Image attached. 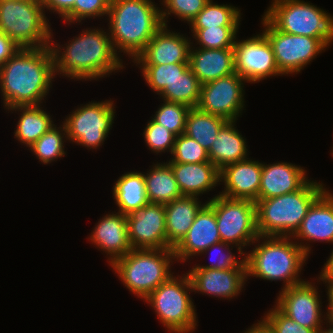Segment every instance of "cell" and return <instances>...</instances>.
Here are the masks:
<instances>
[{
	"label": "cell",
	"instance_id": "cell-31",
	"mask_svg": "<svg viewBox=\"0 0 333 333\" xmlns=\"http://www.w3.org/2000/svg\"><path fill=\"white\" fill-rule=\"evenodd\" d=\"M227 122L228 120L223 117L202 112L197 108H190L186 117L184 134L209 150L220 129Z\"/></svg>",
	"mask_w": 333,
	"mask_h": 333
},
{
	"label": "cell",
	"instance_id": "cell-48",
	"mask_svg": "<svg viewBox=\"0 0 333 333\" xmlns=\"http://www.w3.org/2000/svg\"><path fill=\"white\" fill-rule=\"evenodd\" d=\"M244 333H275L273 329L263 320L254 323L250 328L246 329Z\"/></svg>",
	"mask_w": 333,
	"mask_h": 333
},
{
	"label": "cell",
	"instance_id": "cell-37",
	"mask_svg": "<svg viewBox=\"0 0 333 333\" xmlns=\"http://www.w3.org/2000/svg\"><path fill=\"white\" fill-rule=\"evenodd\" d=\"M164 103L151 117L156 123L166 127L176 137L185 132L186 117L190 107L177 102L163 100Z\"/></svg>",
	"mask_w": 333,
	"mask_h": 333
},
{
	"label": "cell",
	"instance_id": "cell-19",
	"mask_svg": "<svg viewBox=\"0 0 333 333\" xmlns=\"http://www.w3.org/2000/svg\"><path fill=\"white\" fill-rule=\"evenodd\" d=\"M292 238L295 241L297 239L298 242L296 241V243L308 256L311 253V246L308 241H325V243L330 242L333 244V194L330 190L326 189L313 202L300 228ZM303 241L307 242L304 244Z\"/></svg>",
	"mask_w": 333,
	"mask_h": 333
},
{
	"label": "cell",
	"instance_id": "cell-33",
	"mask_svg": "<svg viewBox=\"0 0 333 333\" xmlns=\"http://www.w3.org/2000/svg\"><path fill=\"white\" fill-rule=\"evenodd\" d=\"M201 87L202 84L189 67L178 78L166 85L159 96L166 101L182 103L190 108H196Z\"/></svg>",
	"mask_w": 333,
	"mask_h": 333
},
{
	"label": "cell",
	"instance_id": "cell-38",
	"mask_svg": "<svg viewBox=\"0 0 333 333\" xmlns=\"http://www.w3.org/2000/svg\"><path fill=\"white\" fill-rule=\"evenodd\" d=\"M171 155L172 158L166 163H204L210 161L208 150L184 133L175 138Z\"/></svg>",
	"mask_w": 333,
	"mask_h": 333
},
{
	"label": "cell",
	"instance_id": "cell-7",
	"mask_svg": "<svg viewBox=\"0 0 333 333\" xmlns=\"http://www.w3.org/2000/svg\"><path fill=\"white\" fill-rule=\"evenodd\" d=\"M42 1L0 0V31L19 48L50 45L51 25Z\"/></svg>",
	"mask_w": 333,
	"mask_h": 333
},
{
	"label": "cell",
	"instance_id": "cell-12",
	"mask_svg": "<svg viewBox=\"0 0 333 333\" xmlns=\"http://www.w3.org/2000/svg\"><path fill=\"white\" fill-rule=\"evenodd\" d=\"M263 34L270 42L279 71L298 74L327 47L318 39L303 35H292L277 30L262 16ZM294 73V74H293Z\"/></svg>",
	"mask_w": 333,
	"mask_h": 333
},
{
	"label": "cell",
	"instance_id": "cell-36",
	"mask_svg": "<svg viewBox=\"0 0 333 333\" xmlns=\"http://www.w3.org/2000/svg\"><path fill=\"white\" fill-rule=\"evenodd\" d=\"M239 27H213L205 29H190L198 48L224 49L233 48Z\"/></svg>",
	"mask_w": 333,
	"mask_h": 333
},
{
	"label": "cell",
	"instance_id": "cell-2",
	"mask_svg": "<svg viewBox=\"0 0 333 333\" xmlns=\"http://www.w3.org/2000/svg\"><path fill=\"white\" fill-rule=\"evenodd\" d=\"M94 28L82 30L81 34L65 43V47L52 41L54 33L51 32L49 47L53 54L55 76L62 74L78 81H92L125 68L109 32L101 27Z\"/></svg>",
	"mask_w": 333,
	"mask_h": 333
},
{
	"label": "cell",
	"instance_id": "cell-43",
	"mask_svg": "<svg viewBox=\"0 0 333 333\" xmlns=\"http://www.w3.org/2000/svg\"><path fill=\"white\" fill-rule=\"evenodd\" d=\"M110 0H76L73 6V24L81 23L86 18L108 15Z\"/></svg>",
	"mask_w": 333,
	"mask_h": 333
},
{
	"label": "cell",
	"instance_id": "cell-47",
	"mask_svg": "<svg viewBox=\"0 0 333 333\" xmlns=\"http://www.w3.org/2000/svg\"><path fill=\"white\" fill-rule=\"evenodd\" d=\"M323 284L327 285L326 292L328 296L327 312L324 314L326 316L325 321L333 326V282Z\"/></svg>",
	"mask_w": 333,
	"mask_h": 333
},
{
	"label": "cell",
	"instance_id": "cell-39",
	"mask_svg": "<svg viewBox=\"0 0 333 333\" xmlns=\"http://www.w3.org/2000/svg\"><path fill=\"white\" fill-rule=\"evenodd\" d=\"M210 0H163L161 11V20L163 25L167 26L169 15L173 14L178 19L188 23L205 7Z\"/></svg>",
	"mask_w": 333,
	"mask_h": 333
},
{
	"label": "cell",
	"instance_id": "cell-17",
	"mask_svg": "<svg viewBox=\"0 0 333 333\" xmlns=\"http://www.w3.org/2000/svg\"><path fill=\"white\" fill-rule=\"evenodd\" d=\"M163 25L152 37L144 50L132 61L137 65H163L189 63L193 41Z\"/></svg>",
	"mask_w": 333,
	"mask_h": 333
},
{
	"label": "cell",
	"instance_id": "cell-46",
	"mask_svg": "<svg viewBox=\"0 0 333 333\" xmlns=\"http://www.w3.org/2000/svg\"><path fill=\"white\" fill-rule=\"evenodd\" d=\"M318 280L323 281V283L333 282V250L329 258H327L326 263H324L317 281Z\"/></svg>",
	"mask_w": 333,
	"mask_h": 333
},
{
	"label": "cell",
	"instance_id": "cell-50",
	"mask_svg": "<svg viewBox=\"0 0 333 333\" xmlns=\"http://www.w3.org/2000/svg\"><path fill=\"white\" fill-rule=\"evenodd\" d=\"M24 1H42V0H24Z\"/></svg>",
	"mask_w": 333,
	"mask_h": 333
},
{
	"label": "cell",
	"instance_id": "cell-30",
	"mask_svg": "<svg viewBox=\"0 0 333 333\" xmlns=\"http://www.w3.org/2000/svg\"><path fill=\"white\" fill-rule=\"evenodd\" d=\"M37 106H16L7 111H20L18 123L14 132L15 138L26 145L31 146L44 133H46L54 124L50 114L44 111V107Z\"/></svg>",
	"mask_w": 333,
	"mask_h": 333
},
{
	"label": "cell",
	"instance_id": "cell-8",
	"mask_svg": "<svg viewBox=\"0 0 333 333\" xmlns=\"http://www.w3.org/2000/svg\"><path fill=\"white\" fill-rule=\"evenodd\" d=\"M263 16L279 31L318 38L329 48L333 42V16L301 0H273Z\"/></svg>",
	"mask_w": 333,
	"mask_h": 333
},
{
	"label": "cell",
	"instance_id": "cell-14",
	"mask_svg": "<svg viewBox=\"0 0 333 333\" xmlns=\"http://www.w3.org/2000/svg\"><path fill=\"white\" fill-rule=\"evenodd\" d=\"M234 69L246 83H257L270 76H282L272 46L263 33L246 40H235Z\"/></svg>",
	"mask_w": 333,
	"mask_h": 333
},
{
	"label": "cell",
	"instance_id": "cell-49",
	"mask_svg": "<svg viewBox=\"0 0 333 333\" xmlns=\"http://www.w3.org/2000/svg\"><path fill=\"white\" fill-rule=\"evenodd\" d=\"M325 324L327 325L326 329H325V326H324ZM324 325H323L324 328H322L318 333H333V326H331L330 324L328 326L327 322L324 323Z\"/></svg>",
	"mask_w": 333,
	"mask_h": 333
},
{
	"label": "cell",
	"instance_id": "cell-22",
	"mask_svg": "<svg viewBox=\"0 0 333 333\" xmlns=\"http://www.w3.org/2000/svg\"><path fill=\"white\" fill-rule=\"evenodd\" d=\"M99 220L88 238L91 244L109 255L108 262L112 265L133 249L128 236L127 216L112 212Z\"/></svg>",
	"mask_w": 333,
	"mask_h": 333
},
{
	"label": "cell",
	"instance_id": "cell-25",
	"mask_svg": "<svg viewBox=\"0 0 333 333\" xmlns=\"http://www.w3.org/2000/svg\"><path fill=\"white\" fill-rule=\"evenodd\" d=\"M189 67L203 85L235 73L234 50L203 49L191 46L189 53Z\"/></svg>",
	"mask_w": 333,
	"mask_h": 333
},
{
	"label": "cell",
	"instance_id": "cell-1",
	"mask_svg": "<svg viewBox=\"0 0 333 333\" xmlns=\"http://www.w3.org/2000/svg\"><path fill=\"white\" fill-rule=\"evenodd\" d=\"M54 78V59L49 46L18 48L0 67L4 108L41 105Z\"/></svg>",
	"mask_w": 333,
	"mask_h": 333
},
{
	"label": "cell",
	"instance_id": "cell-23",
	"mask_svg": "<svg viewBox=\"0 0 333 333\" xmlns=\"http://www.w3.org/2000/svg\"><path fill=\"white\" fill-rule=\"evenodd\" d=\"M306 170L296 164L262 163L258 200L269 199L299 190L309 179Z\"/></svg>",
	"mask_w": 333,
	"mask_h": 333
},
{
	"label": "cell",
	"instance_id": "cell-6",
	"mask_svg": "<svg viewBox=\"0 0 333 333\" xmlns=\"http://www.w3.org/2000/svg\"><path fill=\"white\" fill-rule=\"evenodd\" d=\"M173 260H176L173 248L132 249L117 259L111 268L123 285L144 301L173 275Z\"/></svg>",
	"mask_w": 333,
	"mask_h": 333
},
{
	"label": "cell",
	"instance_id": "cell-11",
	"mask_svg": "<svg viewBox=\"0 0 333 333\" xmlns=\"http://www.w3.org/2000/svg\"><path fill=\"white\" fill-rule=\"evenodd\" d=\"M88 103L70 112L62 123L66 126L70 142L97 149L109 135L116 112L112 100Z\"/></svg>",
	"mask_w": 333,
	"mask_h": 333
},
{
	"label": "cell",
	"instance_id": "cell-40",
	"mask_svg": "<svg viewBox=\"0 0 333 333\" xmlns=\"http://www.w3.org/2000/svg\"><path fill=\"white\" fill-rule=\"evenodd\" d=\"M143 136L148 149L153 153L162 154L165 151L172 153L176 136L153 119L147 122Z\"/></svg>",
	"mask_w": 333,
	"mask_h": 333
},
{
	"label": "cell",
	"instance_id": "cell-44",
	"mask_svg": "<svg viewBox=\"0 0 333 333\" xmlns=\"http://www.w3.org/2000/svg\"><path fill=\"white\" fill-rule=\"evenodd\" d=\"M76 0H42L44 10L56 12L67 24L73 23V6Z\"/></svg>",
	"mask_w": 333,
	"mask_h": 333
},
{
	"label": "cell",
	"instance_id": "cell-41",
	"mask_svg": "<svg viewBox=\"0 0 333 333\" xmlns=\"http://www.w3.org/2000/svg\"><path fill=\"white\" fill-rule=\"evenodd\" d=\"M233 247H234L233 245L224 243L222 241L219 243L213 244L211 247H209L205 251H203L200 255L202 256V254L204 255V254H208L211 252L210 255L214 256L217 253L218 254L217 259L213 260L214 262L212 261L213 263L211 262L210 265L201 266L200 264H198V265L193 266L192 268H207V269L215 268V269L226 270V269L234 268V267H246L244 256L242 257V260H238L236 258V255L231 252ZM213 252L214 253L216 252V253L213 254Z\"/></svg>",
	"mask_w": 333,
	"mask_h": 333
},
{
	"label": "cell",
	"instance_id": "cell-20",
	"mask_svg": "<svg viewBox=\"0 0 333 333\" xmlns=\"http://www.w3.org/2000/svg\"><path fill=\"white\" fill-rule=\"evenodd\" d=\"M221 242L214 208L205 202L183 239L173 248L176 261L186 262Z\"/></svg>",
	"mask_w": 333,
	"mask_h": 333
},
{
	"label": "cell",
	"instance_id": "cell-45",
	"mask_svg": "<svg viewBox=\"0 0 333 333\" xmlns=\"http://www.w3.org/2000/svg\"><path fill=\"white\" fill-rule=\"evenodd\" d=\"M18 46L0 31V67L18 50Z\"/></svg>",
	"mask_w": 333,
	"mask_h": 333
},
{
	"label": "cell",
	"instance_id": "cell-27",
	"mask_svg": "<svg viewBox=\"0 0 333 333\" xmlns=\"http://www.w3.org/2000/svg\"><path fill=\"white\" fill-rule=\"evenodd\" d=\"M237 121H228L219 131L208 150L210 162L219 170L229 164L248 159L246 139L235 127Z\"/></svg>",
	"mask_w": 333,
	"mask_h": 333
},
{
	"label": "cell",
	"instance_id": "cell-9",
	"mask_svg": "<svg viewBox=\"0 0 333 333\" xmlns=\"http://www.w3.org/2000/svg\"><path fill=\"white\" fill-rule=\"evenodd\" d=\"M188 273L171 276L155 289L145 300L151 305L165 329L171 333H193L197 328V313Z\"/></svg>",
	"mask_w": 333,
	"mask_h": 333
},
{
	"label": "cell",
	"instance_id": "cell-42",
	"mask_svg": "<svg viewBox=\"0 0 333 333\" xmlns=\"http://www.w3.org/2000/svg\"><path fill=\"white\" fill-rule=\"evenodd\" d=\"M262 319L275 333H317L314 329L299 325L293 319L285 315L276 305L268 310Z\"/></svg>",
	"mask_w": 333,
	"mask_h": 333
},
{
	"label": "cell",
	"instance_id": "cell-24",
	"mask_svg": "<svg viewBox=\"0 0 333 333\" xmlns=\"http://www.w3.org/2000/svg\"><path fill=\"white\" fill-rule=\"evenodd\" d=\"M183 196L198 197L220 183V170L210 161L204 163H167ZM202 194V195H200Z\"/></svg>",
	"mask_w": 333,
	"mask_h": 333
},
{
	"label": "cell",
	"instance_id": "cell-16",
	"mask_svg": "<svg viewBox=\"0 0 333 333\" xmlns=\"http://www.w3.org/2000/svg\"><path fill=\"white\" fill-rule=\"evenodd\" d=\"M126 216L133 249L167 248L164 204L148 203Z\"/></svg>",
	"mask_w": 333,
	"mask_h": 333
},
{
	"label": "cell",
	"instance_id": "cell-21",
	"mask_svg": "<svg viewBox=\"0 0 333 333\" xmlns=\"http://www.w3.org/2000/svg\"><path fill=\"white\" fill-rule=\"evenodd\" d=\"M262 162L248 158L229 164L220 170L224 190L219 195L229 199L256 202L260 189Z\"/></svg>",
	"mask_w": 333,
	"mask_h": 333
},
{
	"label": "cell",
	"instance_id": "cell-5",
	"mask_svg": "<svg viewBox=\"0 0 333 333\" xmlns=\"http://www.w3.org/2000/svg\"><path fill=\"white\" fill-rule=\"evenodd\" d=\"M327 189L308 180L299 190L281 196L257 200L256 225L261 236H293L313 202Z\"/></svg>",
	"mask_w": 333,
	"mask_h": 333
},
{
	"label": "cell",
	"instance_id": "cell-15",
	"mask_svg": "<svg viewBox=\"0 0 333 333\" xmlns=\"http://www.w3.org/2000/svg\"><path fill=\"white\" fill-rule=\"evenodd\" d=\"M279 292L275 305L285 315L317 333L323 328L322 323H325L323 319L325 321L326 316L322 314V301L315 283L304 281Z\"/></svg>",
	"mask_w": 333,
	"mask_h": 333
},
{
	"label": "cell",
	"instance_id": "cell-18",
	"mask_svg": "<svg viewBox=\"0 0 333 333\" xmlns=\"http://www.w3.org/2000/svg\"><path fill=\"white\" fill-rule=\"evenodd\" d=\"M193 292L207 294L220 299H233L238 296L247 281L246 267H234L226 270L191 268L187 272Z\"/></svg>",
	"mask_w": 333,
	"mask_h": 333
},
{
	"label": "cell",
	"instance_id": "cell-34",
	"mask_svg": "<svg viewBox=\"0 0 333 333\" xmlns=\"http://www.w3.org/2000/svg\"><path fill=\"white\" fill-rule=\"evenodd\" d=\"M68 140L67 129L63 123L59 127L53 125L29 149L42 164H50L66 155L64 142Z\"/></svg>",
	"mask_w": 333,
	"mask_h": 333
},
{
	"label": "cell",
	"instance_id": "cell-29",
	"mask_svg": "<svg viewBox=\"0 0 333 333\" xmlns=\"http://www.w3.org/2000/svg\"><path fill=\"white\" fill-rule=\"evenodd\" d=\"M112 189L119 213L128 215L131 211H135L149 203L144 176L140 171L122 174L116 180Z\"/></svg>",
	"mask_w": 333,
	"mask_h": 333
},
{
	"label": "cell",
	"instance_id": "cell-3",
	"mask_svg": "<svg viewBox=\"0 0 333 333\" xmlns=\"http://www.w3.org/2000/svg\"><path fill=\"white\" fill-rule=\"evenodd\" d=\"M154 3L151 0H110L108 32L118 55L123 52L134 61L163 26L161 8Z\"/></svg>",
	"mask_w": 333,
	"mask_h": 333
},
{
	"label": "cell",
	"instance_id": "cell-28",
	"mask_svg": "<svg viewBox=\"0 0 333 333\" xmlns=\"http://www.w3.org/2000/svg\"><path fill=\"white\" fill-rule=\"evenodd\" d=\"M143 176L149 203L165 205L183 196L167 163H153L146 174L143 172Z\"/></svg>",
	"mask_w": 333,
	"mask_h": 333
},
{
	"label": "cell",
	"instance_id": "cell-26",
	"mask_svg": "<svg viewBox=\"0 0 333 333\" xmlns=\"http://www.w3.org/2000/svg\"><path fill=\"white\" fill-rule=\"evenodd\" d=\"M203 205L198 197L190 196L164 205L167 248H174L183 239Z\"/></svg>",
	"mask_w": 333,
	"mask_h": 333
},
{
	"label": "cell",
	"instance_id": "cell-32",
	"mask_svg": "<svg viewBox=\"0 0 333 333\" xmlns=\"http://www.w3.org/2000/svg\"><path fill=\"white\" fill-rule=\"evenodd\" d=\"M240 9L228 4H217L210 0L196 15L189 26L191 29H205L213 27H239Z\"/></svg>",
	"mask_w": 333,
	"mask_h": 333
},
{
	"label": "cell",
	"instance_id": "cell-35",
	"mask_svg": "<svg viewBox=\"0 0 333 333\" xmlns=\"http://www.w3.org/2000/svg\"><path fill=\"white\" fill-rule=\"evenodd\" d=\"M138 67L142 70V76L148 86L159 95L166 85H169L189 68V63L140 65Z\"/></svg>",
	"mask_w": 333,
	"mask_h": 333
},
{
	"label": "cell",
	"instance_id": "cell-13",
	"mask_svg": "<svg viewBox=\"0 0 333 333\" xmlns=\"http://www.w3.org/2000/svg\"><path fill=\"white\" fill-rule=\"evenodd\" d=\"M245 82L235 72L203 84L196 108L202 112L223 117L228 121L238 120L245 108V91L243 90Z\"/></svg>",
	"mask_w": 333,
	"mask_h": 333
},
{
	"label": "cell",
	"instance_id": "cell-10",
	"mask_svg": "<svg viewBox=\"0 0 333 333\" xmlns=\"http://www.w3.org/2000/svg\"><path fill=\"white\" fill-rule=\"evenodd\" d=\"M207 202L214 208L221 241L235 245L239 257L244 255L243 248L253 245L259 236L255 202L229 199L219 194Z\"/></svg>",
	"mask_w": 333,
	"mask_h": 333
},
{
	"label": "cell",
	"instance_id": "cell-4",
	"mask_svg": "<svg viewBox=\"0 0 333 333\" xmlns=\"http://www.w3.org/2000/svg\"><path fill=\"white\" fill-rule=\"evenodd\" d=\"M293 240L292 236L259 235L253 242L255 248L244 254L247 278L280 280L284 283L282 289L303 283L299 274L309 256Z\"/></svg>",
	"mask_w": 333,
	"mask_h": 333
}]
</instances>
